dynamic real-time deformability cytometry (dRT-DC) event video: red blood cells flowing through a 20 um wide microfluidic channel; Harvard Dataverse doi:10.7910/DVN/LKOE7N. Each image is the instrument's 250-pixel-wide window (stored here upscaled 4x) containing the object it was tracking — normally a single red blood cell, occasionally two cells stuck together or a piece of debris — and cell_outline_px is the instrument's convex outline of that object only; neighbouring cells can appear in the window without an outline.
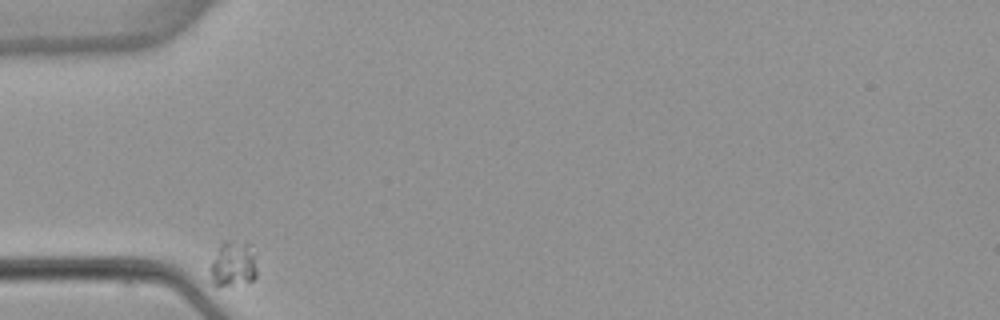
{"species": "common noctule bat (a hibernating species)", "species_latin": "Nyctalus noctula", "temperature_condition": "warm", "stored_images_in_passage": 1, "camera_frame_rate_fps": 3000, "um_per_image_px": 0.085, "animal": {"sex": "female", "body_mass_g": 22.7, "forearm_length_mm": 54.2}, "frame": {"image": 1, "passage_image": 1, "time_ms": 0.0, "image_size_px": [1000, 320], "cell_outline_px": [[256, 276], [252, 280], [232, 284], [212, 284], [208, 268], [220, 244], [224, 240], [228, 240], [248, 244], [256, 268]], "centroid_in_image_um": [19.74, 22.43], "position_along_channel_um": 65.3, "area_um2": 11.91}}